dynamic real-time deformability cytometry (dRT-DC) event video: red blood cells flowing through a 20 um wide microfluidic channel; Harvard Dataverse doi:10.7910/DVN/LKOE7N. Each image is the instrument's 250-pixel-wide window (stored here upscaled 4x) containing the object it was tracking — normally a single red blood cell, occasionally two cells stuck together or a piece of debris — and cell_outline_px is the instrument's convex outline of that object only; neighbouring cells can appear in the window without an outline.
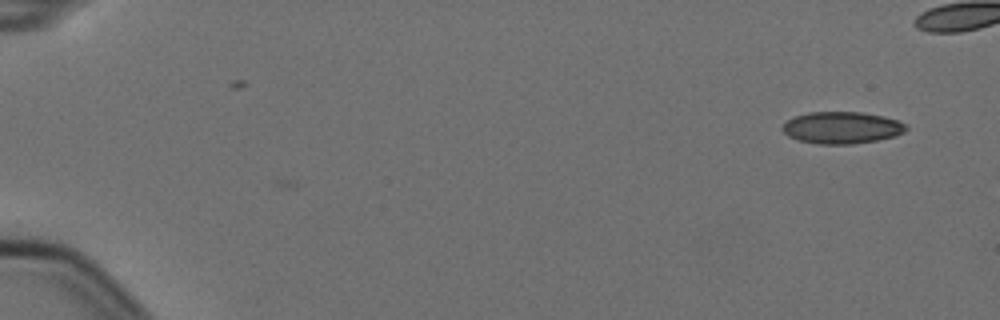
{"species": "Egyptian fruit bat (a non-hibernating species)", "species_latin": "Rousettus aegyptiacus", "temperature_condition": "cold", "stored_images_in_passage": 4, "camera_frame_rate_fps": 3000, "um_per_image_px": 0.085, "animal": {"sex": "female"}, "frame": {"image": 1, "passage_image": 4, "time_ms": 1.0, "image_size_px": [1000, 320], "cell_outline_px": [[908, 128], [904, 132], [896, 136], [876, 140], [852, 144], [816, 144], [796, 140], [788, 136], [780, 128], [788, 120], [796, 116], [808, 112], [860, 112], [884, 116], [908, 124]], "centroid_in_image_um": [71.56, 10.86], "position_along_channel_um": 13.4, "area_um2": 23.12}}